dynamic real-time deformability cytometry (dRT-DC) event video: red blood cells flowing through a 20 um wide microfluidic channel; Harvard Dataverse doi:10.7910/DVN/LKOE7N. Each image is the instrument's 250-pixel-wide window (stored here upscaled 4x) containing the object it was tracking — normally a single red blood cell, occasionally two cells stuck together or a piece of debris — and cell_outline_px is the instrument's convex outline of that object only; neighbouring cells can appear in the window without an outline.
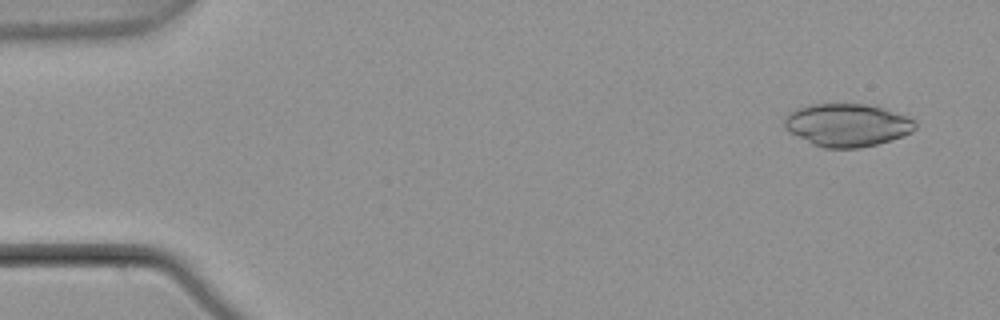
{"species": "common noctule bat (a hibernating species)", "species_latin": "Nyctalus noctula", "temperature_condition": "warm", "stored_images_in_passage": 4, "camera_frame_rate_fps": 3000, "um_per_image_px": 0.085, "animal": {"sex": "male", "body_mass_g": 21.5, "forearm_length_mm": 52.0}, "frame": {"image": 1, "passage_image": 1, "time_ms": 0.0, "image_size_px": [1000, 320], "cell_outline_px": [[916, 128], [912, 132], [876, 144], [860, 148], [824, 148], [812, 144], [784, 128], [784, 116], [788, 112], [796, 108], [812, 104], [868, 104], [884, 108], [908, 116], [916, 120]], "centroid_in_image_um": [72.0, 10.61], "position_along_channel_um": 13.0, "area_um2": 32.71}}